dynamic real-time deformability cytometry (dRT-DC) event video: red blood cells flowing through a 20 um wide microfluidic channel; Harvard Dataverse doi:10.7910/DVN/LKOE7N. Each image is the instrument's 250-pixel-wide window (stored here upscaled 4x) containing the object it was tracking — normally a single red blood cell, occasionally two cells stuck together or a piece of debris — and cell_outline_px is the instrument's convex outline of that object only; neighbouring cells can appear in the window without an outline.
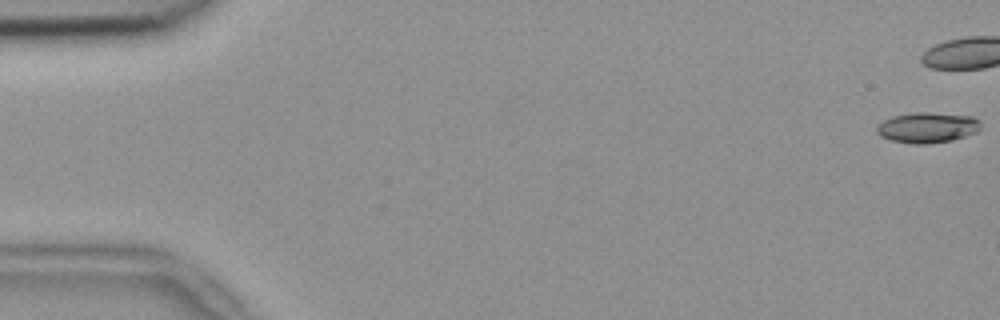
{"species": "common noctule bat (a hibernating species)", "species_latin": "Nyctalus noctula", "temperature_condition": "room temperature", "stored_images_in_passage": 8, "camera_frame_rate_fps": 3000, "um_per_image_px": 0.085, "animal": {"sex": "female", "body_mass_g": 18.4}, "frame": {"image": 1, "passage_image": 1, "time_ms": 0.0, "image_size_px": [1000, 320], "cell_outline_px": [[980, 128], [976, 132], [952, 140], [928, 144], [912, 144], [892, 140], [880, 136], [876, 132], [876, 128], [884, 120], [892, 116], [912, 112], [924, 112], [972, 116], [980, 120]], "centroid_in_image_um": [78.82, 10.84], "position_along_channel_um": 6.2, "area_um2": 18.44}}